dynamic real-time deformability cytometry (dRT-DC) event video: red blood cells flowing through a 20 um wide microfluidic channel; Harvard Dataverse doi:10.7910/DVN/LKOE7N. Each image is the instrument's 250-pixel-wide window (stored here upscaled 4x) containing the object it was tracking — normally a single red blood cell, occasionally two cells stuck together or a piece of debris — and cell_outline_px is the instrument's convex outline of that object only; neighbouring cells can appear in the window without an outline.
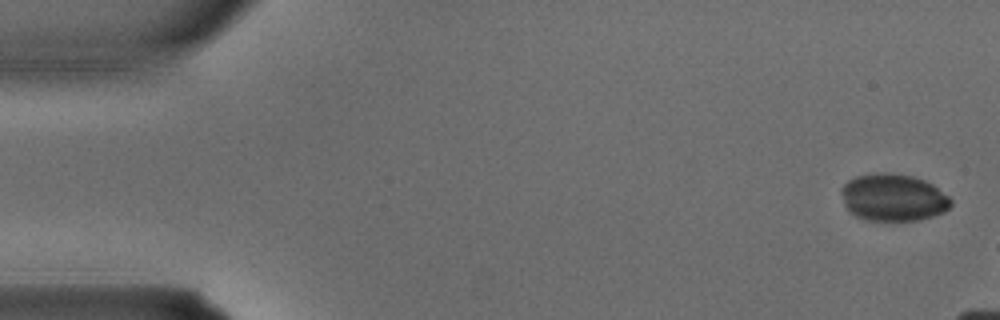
{"species": "common noctule bat (a hibernating species)", "species_latin": "Nyctalus noctula", "temperature_condition": "warm", "stored_images_in_passage": 4, "camera_frame_rate_fps": 3000, "um_per_image_px": 0.085, "animal": {"sex": "male", "body_mass_g": 15.6}, "frame": {"image": 1, "passage_image": 1, "time_ms": 0.0, "image_size_px": [1000, 320], "cell_outline_px": [[952, 204], [944, 212], [920, 220], [864, 220], [848, 212], [844, 204], [840, 192], [840, 188], [848, 180], [856, 176], [884, 172], [888, 172], [912, 176], [924, 180], [932, 184], [948, 196], [952, 200]], "centroid_in_image_um": [75.89, 16.79], "position_along_channel_um": 9.1, "area_um2": 30.29}}
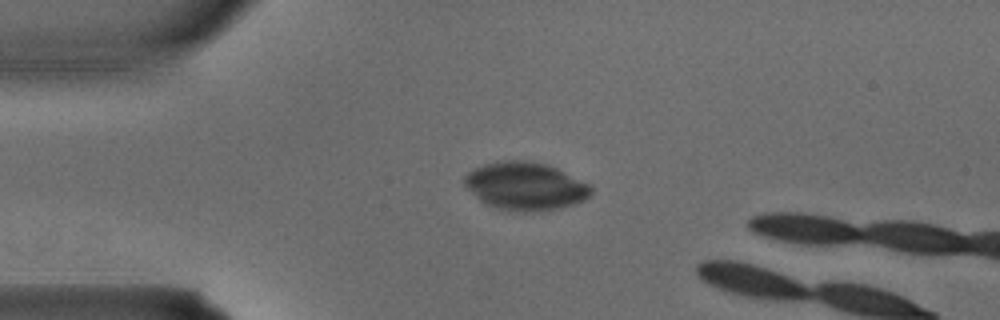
{"frame": {"image": 2, "passage_image": 3, "time_ms": 0.667, "image_size_px": [1000, 320], "cell_outline_px": [[592, 192], [584, 200], [560, 208], [544, 212], [524, 212], [496, 208], [484, 204], [464, 184], [464, 176], [468, 172], [484, 164], [500, 160], [524, 160], [548, 164], [592, 184]], "centroid_in_image_um": [44.68, 15.82], "position_along_channel_um": 40.3, "area_um2": 35.66}}